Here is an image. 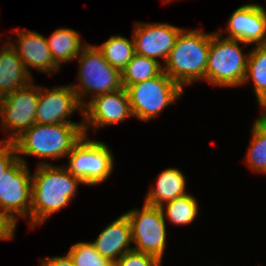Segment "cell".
Listing matches in <instances>:
<instances>
[{
    "instance_id": "4fadbf2b",
    "label": "cell",
    "mask_w": 266,
    "mask_h": 266,
    "mask_svg": "<svg viewBox=\"0 0 266 266\" xmlns=\"http://www.w3.org/2000/svg\"><path fill=\"white\" fill-rule=\"evenodd\" d=\"M182 28L167 23H136L133 32L135 54L166 61Z\"/></svg>"
},
{
    "instance_id": "ac0fdd59",
    "label": "cell",
    "mask_w": 266,
    "mask_h": 266,
    "mask_svg": "<svg viewBox=\"0 0 266 266\" xmlns=\"http://www.w3.org/2000/svg\"><path fill=\"white\" fill-rule=\"evenodd\" d=\"M151 188L144 203L154 207H162L165 203L187 194L185 176L177 168L162 171L156 179V185Z\"/></svg>"
},
{
    "instance_id": "30bf717a",
    "label": "cell",
    "mask_w": 266,
    "mask_h": 266,
    "mask_svg": "<svg viewBox=\"0 0 266 266\" xmlns=\"http://www.w3.org/2000/svg\"><path fill=\"white\" fill-rule=\"evenodd\" d=\"M39 99V86L32 82L0 98V121L2 129L11 135L0 142H12L23 131L35 124ZM11 129V130H10Z\"/></svg>"
},
{
    "instance_id": "ba28073f",
    "label": "cell",
    "mask_w": 266,
    "mask_h": 266,
    "mask_svg": "<svg viewBox=\"0 0 266 266\" xmlns=\"http://www.w3.org/2000/svg\"><path fill=\"white\" fill-rule=\"evenodd\" d=\"M125 214L131 224L133 250L153 255L162 262L167 231L161 208L144 203L141 211L131 209Z\"/></svg>"
},
{
    "instance_id": "7a4b0ae2",
    "label": "cell",
    "mask_w": 266,
    "mask_h": 266,
    "mask_svg": "<svg viewBox=\"0 0 266 266\" xmlns=\"http://www.w3.org/2000/svg\"><path fill=\"white\" fill-rule=\"evenodd\" d=\"M212 33L198 29L182 30L163 65V72L182 88L206 80V68Z\"/></svg>"
},
{
    "instance_id": "83f0119b",
    "label": "cell",
    "mask_w": 266,
    "mask_h": 266,
    "mask_svg": "<svg viewBox=\"0 0 266 266\" xmlns=\"http://www.w3.org/2000/svg\"><path fill=\"white\" fill-rule=\"evenodd\" d=\"M16 225L9 217L0 209V240H9L14 237Z\"/></svg>"
},
{
    "instance_id": "9c48e42d",
    "label": "cell",
    "mask_w": 266,
    "mask_h": 266,
    "mask_svg": "<svg viewBox=\"0 0 266 266\" xmlns=\"http://www.w3.org/2000/svg\"><path fill=\"white\" fill-rule=\"evenodd\" d=\"M32 179L26 161L20 156L0 178V209L15 224L20 215H30Z\"/></svg>"
},
{
    "instance_id": "4316f807",
    "label": "cell",
    "mask_w": 266,
    "mask_h": 266,
    "mask_svg": "<svg viewBox=\"0 0 266 266\" xmlns=\"http://www.w3.org/2000/svg\"><path fill=\"white\" fill-rule=\"evenodd\" d=\"M15 147L12 142H0V178L4 171H6L16 160Z\"/></svg>"
},
{
    "instance_id": "7402d4cb",
    "label": "cell",
    "mask_w": 266,
    "mask_h": 266,
    "mask_svg": "<svg viewBox=\"0 0 266 266\" xmlns=\"http://www.w3.org/2000/svg\"><path fill=\"white\" fill-rule=\"evenodd\" d=\"M246 154V163L253 170L266 174V112L256 119Z\"/></svg>"
},
{
    "instance_id": "d4e9b609",
    "label": "cell",
    "mask_w": 266,
    "mask_h": 266,
    "mask_svg": "<svg viewBox=\"0 0 266 266\" xmlns=\"http://www.w3.org/2000/svg\"><path fill=\"white\" fill-rule=\"evenodd\" d=\"M74 266H113V262L102 257L91 242H78L67 253Z\"/></svg>"
},
{
    "instance_id": "8fae6325",
    "label": "cell",
    "mask_w": 266,
    "mask_h": 266,
    "mask_svg": "<svg viewBox=\"0 0 266 266\" xmlns=\"http://www.w3.org/2000/svg\"><path fill=\"white\" fill-rule=\"evenodd\" d=\"M82 115L85 119L83 132L86 136H88L87 131L91 124L92 127L98 129L133 117L127 90L122 88L91 98L83 106Z\"/></svg>"
},
{
    "instance_id": "9a60e30c",
    "label": "cell",
    "mask_w": 266,
    "mask_h": 266,
    "mask_svg": "<svg viewBox=\"0 0 266 266\" xmlns=\"http://www.w3.org/2000/svg\"><path fill=\"white\" fill-rule=\"evenodd\" d=\"M16 30L18 45L9 41L8 44L20 57L30 75L29 67L50 74L51 71L53 73L59 71L60 68L52 59L47 38L35 31H28L26 29Z\"/></svg>"
},
{
    "instance_id": "d6986e66",
    "label": "cell",
    "mask_w": 266,
    "mask_h": 266,
    "mask_svg": "<svg viewBox=\"0 0 266 266\" xmlns=\"http://www.w3.org/2000/svg\"><path fill=\"white\" fill-rule=\"evenodd\" d=\"M54 63L60 68L61 63L76 60L84 46L80 34L69 28H59L47 39Z\"/></svg>"
},
{
    "instance_id": "7c38bea8",
    "label": "cell",
    "mask_w": 266,
    "mask_h": 266,
    "mask_svg": "<svg viewBox=\"0 0 266 266\" xmlns=\"http://www.w3.org/2000/svg\"><path fill=\"white\" fill-rule=\"evenodd\" d=\"M76 109L83 113V106L71 85L47 89L39 86V99L35 113L37 124H83L67 119Z\"/></svg>"
},
{
    "instance_id": "5bb4252c",
    "label": "cell",
    "mask_w": 266,
    "mask_h": 266,
    "mask_svg": "<svg viewBox=\"0 0 266 266\" xmlns=\"http://www.w3.org/2000/svg\"><path fill=\"white\" fill-rule=\"evenodd\" d=\"M226 31L228 39L266 45V9L257 3L237 8L228 20Z\"/></svg>"
},
{
    "instance_id": "f1b7e54d",
    "label": "cell",
    "mask_w": 266,
    "mask_h": 266,
    "mask_svg": "<svg viewBox=\"0 0 266 266\" xmlns=\"http://www.w3.org/2000/svg\"><path fill=\"white\" fill-rule=\"evenodd\" d=\"M40 261V266H74L68 254H66V256L43 258V260L40 259Z\"/></svg>"
},
{
    "instance_id": "484cf974",
    "label": "cell",
    "mask_w": 266,
    "mask_h": 266,
    "mask_svg": "<svg viewBox=\"0 0 266 266\" xmlns=\"http://www.w3.org/2000/svg\"><path fill=\"white\" fill-rule=\"evenodd\" d=\"M161 263L153 255L132 249L114 261L113 266H162Z\"/></svg>"
},
{
    "instance_id": "e0dca14e",
    "label": "cell",
    "mask_w": 266,
    "mask_h": 266,
    "mask_svg": "<svg viewBox=\"0 0 266 266\" xmlns=\"http://www.w3.org/2000/svg\"><path fill=\"white\" fill-rule=\"evenodd\" d=\"M33 81L22 60L6 42L0 50V98Z\"/></svg>"
},
{
    "instance_id": "3957f363",
    "label": "cell",
    "mask_w": 266,
    "mask_h": 266,
    "mask_svg": "<svg viewBox=\"0 0 266 266\" xmlns=\"http://www.w3.org/2000/svg\"><path fill=\"white\" fill-rule=\"evenodd\" d=\"M83 135V124L35 123L12 143L18 157L25 154L54 160L66 157Z\"/></svg>"
},
{
    "instance_id": "8992f818",
    "label": "cell",
    "mask_w": 266,
    "mask_h": 266,
    "mask_svg": "<svg viewBox=\"0 0 266 266\" xmlns=\"http://www.w3.org/2000/svg\"><path fill=\"white\" fill-rule=\"evenodd\" d=\"M126 90L133 117L147 122L181 98L184 89L162 72L159 76L129 85Z\"/></svg>"
},
{
    "instance_id": "52a82bcc",
    "label": "cell",
    "mask_w": 266,
    "mask_h": 266,
    "mask_svg": "<svg viewBox=\"0 0 266 266\" xmlns=\"http://www.w3.org/2000/svg\"><path fill=\"white\" fill-rule=\"evenodd\" d=\"M67 156H70L69 165L64 167L84 185L102 183L113 170L114 158L108 146L100 141H91L86 135L72 147Z\"/></svg>"
},
{
    "instance_id": "44dd1931",
    "label": "cell",
    "mask_w": 266,
    "mask_h": 266,
    "mask_svg": "<svg viewBox=\"0 0 266 266\" xmlns=\"http://www.w3.org/2000/svg\"><path fill=\"white\" fill-rule=\"evenodd\" d=\"M163 65L159 60L135 54L121 71L123 88L159 76Z\"/></svg>"
},
{
    "instance_id": "cb8c5ba5",
    "label": "cell",
    "mask_w": 266,
    "mask_h": 266,
    "mask_svg": "<svg viewBox=\"0 0 266 266\" xmlns=\"http://www.w3.org/2000/svg\"><path fill=\"white\" fill-rule=\"evenodd\" d=\"M164 216L175 225H188L198 214V202L194 196L185 194L160 207ZM165 208V209H164Z\"/></svg>"
},
{
    "instance_id": "ffe728a7",
    "label": "cell",
    "mask_w": 266,
    "mask_h": 266,
    "mask_svg": "<svg viewBox=\"0 0 266 266\" xmlns=\"http://www.w3.org/2000/svg\"><path fill=\"white\" fill-rule=\"evenodd\" d=\"M252 80L258 105L266 112V45H256L249 52L243 84Z\"/></svg>"
},
{
    "instance_id": "5b68a950",
    "label": "cell",
    "mask_w": 266,
    "mask_h": 266,
    "mask_svg": "<svg viewBox=\"0 0 266 266\" xmlns=\"http://www.w3.org/2000/svg\"><path fill=\"white\" fill-rule=\"evenodd\" d=\"M77 59L80 66L78 72L80 84H73L71 87L82 106L86 104L83 100L86 94L93 93L90 95L94 98L123 88L121 71L105 60L97 46L84 44Z\"/></svg>"
},
{
    "instance_id": "603a6c76",
    "label": "cell",
    "mask_w": 266,
    "mask_h": 266,
    "mask_svg": "<svg viewBox=\"0 0 266 266\" xmlns=\"http://www.w3.org/2000/svg\"><path fill=\"white\" fill-rule=\"evenodd\" d=\"M105 60L113 67L122 71L135 55V45L123 36H110V39L97 47Z\"/></svg>"
},
{
    "instance_id": "2e32d148",
    "label": "cell",
    "mask_w": 266,
    "mask_h": 266,
    "mask_svg": "<svg viewBox=\"0 0 266 266\" xmlns=\"http://www.w3.org/2000/svg\"><path fill=\"white\" fill-rule=\"evenodd\" d=\"M91 243L102 257L112 262L132 250L133 247H130L132 243L131 224L127 215L124 213L111 222Z\"/></svg>"
},
{
    "instance_id": "277c9868",
    "label": "cell",
    "mask_w": 266,
    "mask_h": 266,
    "mask_svg": "<svg viewBox=\"0 0 266 266\" xmlns=\"http://www.w3.org/2000/svg\"><path fill=\"white\" fill-rule=\"evenodd\" d=\"M236 39L222 37L221 32L211 34L206 80L221 87H237L243 85L249 53L243 55Z\"/></svg>"
},
{
    "instance_id": "6da1fadb",
    "label": "cell",
    "mask_w": 266,
    "mask_h": 266,
    "mask_svg": "<svg viewBox=\"0 0 266 266\" xmlns=\"http://www.w3.org/2000/svg\"><path fill=\"white\" fill-rule=\"evenodd\" d=\"M32 179L29 223L33 228L44 223L54 212L67 206L76 195L79 184L66 168L44 162L38 164Z\"/></svg>"
}]
</instances>
